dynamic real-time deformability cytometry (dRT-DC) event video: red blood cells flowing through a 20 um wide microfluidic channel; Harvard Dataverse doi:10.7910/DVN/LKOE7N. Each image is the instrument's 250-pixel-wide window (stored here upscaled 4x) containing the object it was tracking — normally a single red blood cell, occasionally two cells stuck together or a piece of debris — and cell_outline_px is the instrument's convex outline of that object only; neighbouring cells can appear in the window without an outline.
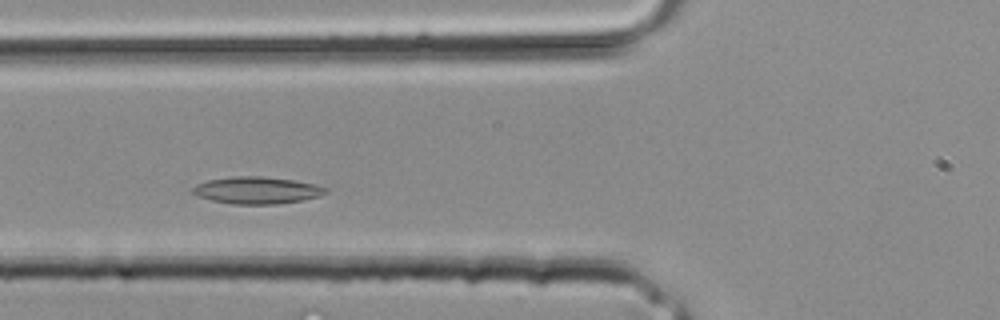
{"species": "common noctule bat (a hibernating species)", "species_latin": "Nyctalus noctula", "temperature_condition": "room temperature", "stored_images_in_passage": 24, "camera_frame_rate_fps": 3000, "um_per_image_px": 0.085, "animal": {"sex": "male", "body_mass_g": 20.4}, "frame": {"image": 1, "passage_image": 7, "time_ms": 2.0, "image_size_px": [1000, 320], "cell_outline_px": [[328, 192], [320, 196], [300, 200], [276, 204], [232, 204], [212, 200], [196, 196], [192, 192], [192, 188], [196, 184], [208, 180], [232, 176], [260, 176], [292, 180], [316, 184], [328, 188]], "centroid_in_image_um": [21.82, 16.17], "position_along_channel_um": 104.0, "area_um2": 20.92}}
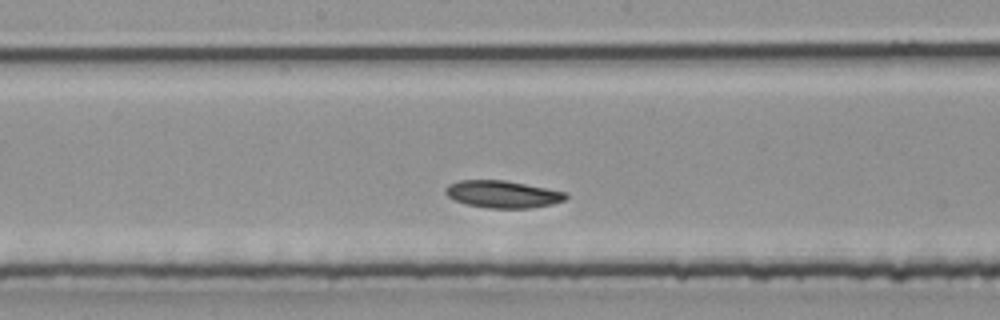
{"frame": {"image": 2, "passage_image": 12, "time_ms": 3.667, "image_size_px": [1000, 320], "cell_outline_px": [[568, 196], [564, 200], [552, 204], [528, 208], [488, 208], [468, 204], [456, 200], [448, 196], [444, 192], [444, 188], [448, 184], [460, 180], [504, 180], [564, 192]], "centroid_in_image_um": [42.68, 16.5], "position_along_channel_um": 205.5, "area_um2": 18.79}}
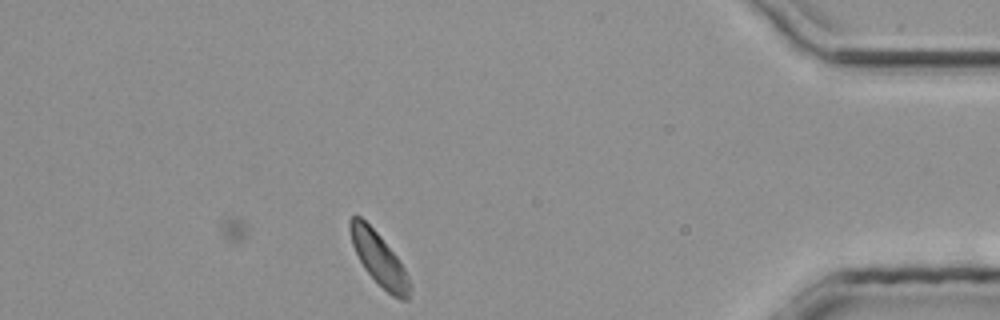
{"frame": {"image": 3, "passage_image": 24, "time_ms": 7.667, "image_size_px": [1000, 320], "cell_outline_px": [[412, 288], [408, 300], [400, 300], [392, 296], [364, 268], [352, 244], [348, 228], [348, 220], [352, 216], [360, 216], [380, 236], [396, 256], [404, 268], [412, 284]], "centroid_in_image_um": [32.23, 22.02], "position_along_channel_um": 403.0, "area_um2": 18.15}}